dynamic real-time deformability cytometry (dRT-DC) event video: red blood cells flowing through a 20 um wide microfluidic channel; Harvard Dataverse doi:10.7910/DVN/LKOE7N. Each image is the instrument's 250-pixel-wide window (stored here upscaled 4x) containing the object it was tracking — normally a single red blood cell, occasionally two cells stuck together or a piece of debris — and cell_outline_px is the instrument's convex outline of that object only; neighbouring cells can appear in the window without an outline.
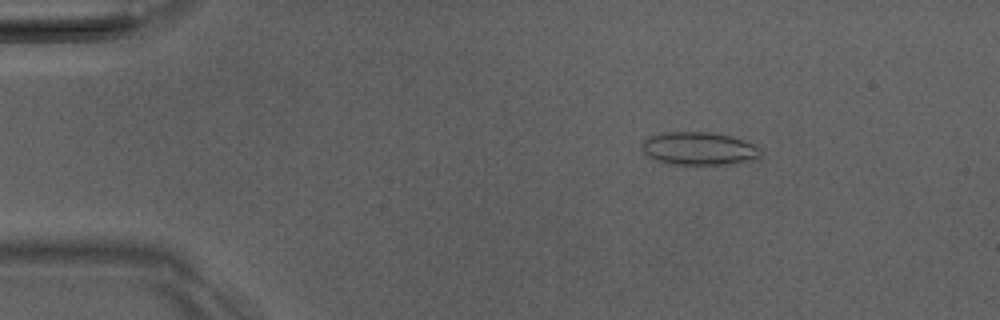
{"species": "Egyptian fruit bat (a non-hibernating species)", "species_latin": "Rousettus aegyptiacus", "temperature_condition": "room temperature", "stored_images_in_passage": 15, "camera_frame_rate_fps": 3000, "um_per_image_px": 0.085, "animal": {"sex": "male"}, "frame": {"image": 1, "passage_image": 8, "time_ms": 2.333, "image_size_px": [1000, 320], "cell_outline_px": [[760, 156], [728, 164], [672, 164], [656, 160], [648, 156], [644, 152], [644, 140], [648, 136], [664, 132], [712, 132], [732, 136], [756, 144], [760, 152]], "centroid_in_image_um": [59.39, 12.6], "position_along_channel_um": 25.6, "area_um2": 22.48}}